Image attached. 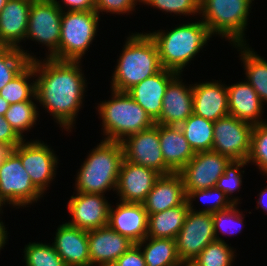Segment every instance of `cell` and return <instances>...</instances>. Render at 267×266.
Listing matches in <instances>:
<instances>
[{
  "mask_svg": "<svg viewBox=\"0 0 267 266\" xmlns=\"http://www.w3.org/2000/svg\"><path fill=\"white\" fill-rule=\"evenodd\" d=\"M31 62L36 76L37 103L43 105L62 130L71 132L87 92L88 82L81 61L45 57Z\"/></svg>",
  "mask_w": 267,
  "mask_h": 266,
  "instance_id": "6da1fadb",
  "label": "cell"
},
{
  "mask_svg": "<svg viewBox=\"0 0 267 266\" xmlns=\"http://www.w3.org/2000/svg\"><path fill=\"white\" fill-rule=\"evenodd\" d=\"M175 26L148 34L156 43L162 67L182 74L214 35L201 19Z\"/></svg>",
  "mask_w": 267,
  "mask_h": 266,
  "instance_id": "7a4b0ae2",
  "label": "cell"
},
{
  "mask_svg": "<svg viewBox=\"0 0 267 266\" xmlns=\"http://www.w3.org/2000/svg\"><path fill=\"white\" fill-rule=\"evenodd\" d=\"M115 70L110 88L127 92L144 79L163 69L158 49L148 32H132L126 38Z\"/></svg>",
  "mask_w": 267,
  "mask_h": 266,
  "instance_id": "3957f363",
  "label": "cell"
},
{
  "mask_svg": "<svg viewBox=\"0 0 267 266\" xmlns=\"http://www.w3.org/2000/svg\"><path fill=\"white\" fill-rule=\"evenodd\" d=\"M86 157L76 171V192L102 195L112 189L115 192L124 159L121 142L100 140Z\"/></svg>",
  "mask_w": 267,
  "mask_h": 266,
  "instance_id": "277c9868",
  "label": "cell"
},
{
  "mask_svg": "<svg viewBox=\"0 0 267 266\" xmlns=\"http://www.w3.org/2000/svg\"><path fill=\"white\" fill-rule=\"evenodd\" d=\"M111 95V100L100 101L96 107L105 136L102 140L121 142L155 125L151 116L127 92L111 89Z\"/></svg>",
  "mask_w": 267,
  "mask_h": 266,
  "instance_id": "5b68a950",
  "label": "cell"
},
{
  "mask_svg": "<svg viewBox=\"0 0 267 266\" xmlns=\"http://www.w3.org/2000/svg\"><path fill=\"white\" fill-rule=\"evenodd\" d=\"M254 0H200V19L210 32L232 44H246ZM250 11V12H249Z\"/></svg>",
  "mask_w": 267,
  "mask_h": 266,
  "instance_id": "8992f818",
  "label": "cell"
},
{
  "mask_svg": "<svg viewBox=\"0 0 267 266\" xmlns=\"http://www.w3.org/2000/svg\"><path fill=\"white\" fill-rule=\"evenodd\" d=\"M101 15L93 11H63L58 60L82 61L96 38Z\"/></svg>",
  "mask_w": 267,
  "mask_h": 266,
  "instance_id": "52a82bcc",
  "label": "cell"
},
{
  "mask_svg": "<svg viewBox=\"0 0 267 266\" xmlns=\"http://www.w3.org/2000/svg\"><path fill=\"white\" fill-rule=\"evenodd\" d=\"M62 10L53 0H33L25 42L35 41L47 48L46 58L58 60Z\"/></svg>",
  "mask_w": 267,
  "mask_h": 266,
  "instance_id": "ba28073f",
  "label": "cell"
},
{
  "mask_svg": "<svg viewBox=\"0 0 267 266\" xmlns=\"http://www.w3.org/2000/svg\"><path fill=\"white\" fill-rule=\"evenodd\" d=\"M43 195L32 183L20 158L14 153L0 164V205L13 208L29 207ZM29 205V206H27Z\"/></svg>",
  "mask_w": 267,
  "mask_h": 266,
  "instance_id": "9c48e42d",
  "label": "cell"
},
{
  "mask_svg": "<svg viewBox=\"0 0 267 266\" xmlns=\"http://www.w3.org/2000/svg\"><path fill=\"white\" fill-rule=\"evenodd\" d=\"M33 185L44 195L54 181L59 159L54 149L41 139H24L15 150Z\"/></svg>",
  "mask_w": 267,
  "mask_h": 266,
  "instance_id": "30bf717a",
  "label": "cell"
},
{
  "mask_svg": "<svg viewBox=\"0 0 267 266\" xmlns=\"http://www.w3.org/2000/svg\"><path fill=\"white\" fill-rule=\"evenodd\" d=\"M253 125L232 115L219 118L213 126L212 151L231 160H247Z\"/></svg>",
  "mask_w": 267,
  "mask_h": 266,
  "instance_id": "8fae6325",
  "label": "cell"
},
{
  "mask_svg": "<svg viewBox=\"0 0 267 266\" xmlns=\"http://www.w3.org/2000/svg\"><path fill=\"white\" fill-rule=\"evenodd\" d=\"M124 159L153 169L161 175L174 173L163 159L159 139V124L127 136L121 141Z\"/></svg>",
  "mask_w": 267,
  "mask_h": 266,
  "instance_id": "7c38bea8",
  "label": "cell"
},
{
  "mask_svg": "<svg viewBox=\"0 0 267 266\" xmlns=\"http://www.w3.org/2000/svg\"><path fill=\"white\" fill-rule=\"evenodd\" d=\"M215 240L212 213L189 210L175 238L178 257L181 262L193 261L209 243Z\"/></svg>",
  "mask_w": 267,
  "mask_h": 266,
  "instance_id": "4fadbf2b",
  "label": "cell"
},
{
  "mask_svg": "<svg viewBox=\"0 0 267 266\" xmlns=\"http://www.w3.org/2000/svg\"><path fill=\"white\" fill-rule=\"evenodd\" d=\"M231 159L214 151L197 152L178 172L184 183V190H203L216 187L218 179L224 174Z\"/></svg>",
  "mask_w": 267,
  "mask_h": 266,
  "instance_id": "5bb4252c",
  "label": "cell"
},
{
  "mask_svg": "<svg viewBox=\"0 0 267 266\" xmlns=\"http://www.w3.org/2000/svg\"><path fill=\"white\" fill-rule=\"evenodd\" d=\"M68 201V213L71 219L68 225L90 231L108 225L111 203L106 196L94 193L73 192Z\"/></svg>",
  "mask_w": 267,
  "mask_h": 266,
  "instance_id": "9a60e30c",
  "label": "cell"
},
{
  "mask_svg": "<svg viewBox=\"0 0 267 266\" xmlns=\"http://www.w3.org/2000/svg\"><path fill=\"white\" fill-rule=\"evenodd\" d=\"M32 2L33 0H8L0 12V46L20 49L30 61L38 57L24 50L20 43L26 38Z\"/></svg>",
  "mask_w": 267,
  "mask_h": 266,
  "instance_id": "2e32d148",
  "label": "cell"
},
{
  "mask_svg": "<svg viewBox=\"0 0 267 266\" xmlns=\"http://www.w3.org/2000/svg\"><path fill=\"white\" fill-rule=\"evenodd\" d=\"M161 174L123 159L116 186L117 197L124 203H143Z\"/></svg>",
  "mask_w": 267,
  "mask_h": 266,
  "instance_id": "e0dca14e",
  "label": "cell"
},
{
  "mask_svg": "<svg viewBox=\"0 0 267 266\" xmlns=\"http://www.w3.org/2000/svg\"><path fill=\"white\" fill-rule=\"evenodd\" d=\"M181 76L183 73L169 82L163 96L161 115L155 124L179 126L193 114L192 84L183 82Z\"/></svg>",
  "mask_w": 267,
  "mask_h": 266,
  "instance_id": "ac0fdd59",
  "label": "cell"
},
{
  "mask_svg": "<svg viewBox=\"0 0 267 266\" xmlns=\"http://www.w3.org/2000/svg\"><path fill=\"white\" fill-rule=\"evenodd\" d=\"M110 205L108 226L137 244L147 237L148 214L143 203L118 202Z\"/></svg>",
  "mask_w": 267,
  "mask_h": 266,
  "instance_id": "d6986e66",
  "label": "cell"
},
{
  "mask_svg": "<svg viewBox=\"0 0 267 266\" xmlns=\"http://www.w3.org/2000/svg\"><path fill=\"white\" fill-rule=\"evenodd\" d=\"M193 90V114L215 122L229 114L227 85L221 80L195 82Z\"/></svg>",
  "mask_w": 267,
  "mask_h": 266,
  "instance_id": "ffe728a7",
  "label": "cell"
},
{
  "mask_svg": "<svg viewBox=\"0 0 267 266\" xmlns=\"http://www.w3.org/2000/svg\"><path fill=\"white\" fill-rule=\"evenodd\" d=\"M62 223L55 232L54 249L67 266H90L88 231Z\"/></svg>",
  "mask_w": 267,
  "mask_h": 266,
  "instance_id": "44dd1931",
  "label": "cell"
},
{
  "mask_svg": "<svg viewBox=\"0 0 267 266\" xmlns=\"http://www.w3.org/2000/svg\"><path fill=\"white\" fill-rule=\"evenodd\" d=\"M177 74V72L163 68L155 75L130 88L127 93L156 121L161 115L166 88Z\"/></svg>",
  "mask_w": 267,
  "mask_h": 266,
  "instance_id": "7402d4cb",
  "label": "cell"
},
{
  "mask_svg": "<svg viewBox=\"0 0 267 266\" xmlns=\"http://www.w3.org/2000/svg\"><path fill=\"white\" fill-rule=\"evenodd\" d=\"M90 266L116 261L134 245L108 225L88 231Z\"/></svg>",
  "mask_w": 267,
  "mask_h": 266,
  "instance_id": "603a6c76",
  "label": "cell"
},
{
  "mask_svg": "<svg viewBox=\"0 0 267 266\" xmlns=\"http://www.w3.org/2000/svg\"><path fill=\"white\" fill-rule=\"evenodd\" d=\"M229 115L252 125L267 122L262 119L264 105L254 88L246 81L227 86Z\"/></svg>",
  "mask_w": 267,
  "mask_h": 266,
  "instance_id": "cb8c5ba5",
  "label": "cell"
},
{
  "mask_svg": "<svg viewBox=\"0 0 267 266\" xmlns=\"http://www.w3.org/2000/svg\"><path fill=\"white\" fill-rule=\"evenodd\" d=\"M186 201L184 183L179 173L161 175L143 202L148 215L182 205Z\"/></svg>",
  "mask_w": 267,
  "mask_h": 266,
  "instance_id": "d4e9b609",
  "label": "cell"
},
{
  "mask_svg": "<svg viewBox=\"0 0 267 266\" xmlns=\"http://www.w3.org/2000/svg\"><path fill=\"white\" fill-rule=\"evenodd\" d=\"M160 147L165 164L178 173L195 155L179 126L159 124Z\"/></svg>",
  "mask_w": 267,
  "mask_h": 266,
  "instance_id": "484cf974",
  "label": "cell"
},
{
  "mask_svg": "<svg viewBox=\"0 0 267 266\" xmlns=\"http://www.w3.org/2000/svg\"><path fill=\"white\" fill-rule=\"evenodd\" d=\"M239 52V58L243 63L245 80L254 88L265 105L267 103V60L259 56L252 47L247 44H232Z\"/></svg>",
  "mask_w": 267,
  "mask_h": 266,
  "instance_id": "4316f807",
  "label": "cell"
},
{
  "mask_svg": "<svg viewBox=\"0 0 267 266\" xmlns=\"http://www.w3.org/2000/svg\"><path fill=\"white\" fill-rule=\"evenodd\" d=\"M187 201L182 205L148 215L147 237L176 238L189 212Z\"/></svg>",
  "mask_w": 267,
  "mask_h": 266,
  "instance_id": "83f0119b",
  "label": "cell"
},
{
  "mask_svg": "<svg viewBox=\"0 0 267 266\" xmlns=\"http://www.w3.org/2000/svg\"><path fill=\"white\" fill-rule=\"evenodd\" d=\"M147 266H180L176 241L171 238L146 237L137 243Z\"/></svg>",
  "mask_w": 267,
  "mask_h": 266,
  "instance_id": "f1b7e54d",
  "label": "cell"
},
{
  "mask_svg": "<svg viewBox=\"0 0 267 266\" xmlns=\"http://www.w3.org/2000/svg\"><path fill=\"white\" fill-rule=\"evenodd\" d=\"M0 96L9 104L37 101L34 64L30 62L18 75L8 82L0 90Z\"/></svg>",
  "mask_w": 267,
  "mask_h": 266,
  "instance_id": "f546056e",
  "label": "cell"
},
{
  "mask_svg": "<svg viewBox=\"0 0 267 266\" xmlns=\"http://www.w3.org/2000/svg\"><path fill=\"white\" fill-rule=\"evenodd\" d=\"M213 126L214 122L195 114L179 125L194 153L212 151Z\"/></svg>",
  "mask_w": 267,
  "mask_h": 266,
  "instance_id": "4dcf8cb0",
  "label": "cell"
},
{
  "mask_svg": "<svg viewBox=\"0 0 267 266\" xmlns=\"http://www.w3.org/2000/svg\"><path fill=\"white\" fill-rule=\"evenodd\" d=\"M37 101H23L10 104L5 113V119L9 122L16 133L24 140V132L30 131L39 118Z\"/></svg>",
  "mask_w": 267,
  "mask_h": 266,
  "instance_id": "1f68e13d",
  "label": "cell"
},
{
  "mask_svg": "<svg viewBox=\"0 0 267 266\" xmlns=\"http://www.w3.org/2000/svg\"><path fill=\"white\" fill-rule=\"evenodd\" d=\"M244 215L243 211L239 210L238 204H233L225 210L212 213L216 240L225 241L223 238L219 237L220 233H222V236H234L237 235V233H241L243 226H246L244 225Z\"/></svg>",
  "mask_w": 267,
  "mask_h": 266,
  "instance_id": "d6a6232c",
  "label": "cell"
},
{
  "mask_svg": "<svg viewBox=\"0 0 267 266\" xmlns=\"http://www.w3.org/2000/svg\"><path fill=\"white\" fill-rule=\"evenodd\" d=\"M196 198L202 201L201 203L207 204L205 205L206 207L197 210L193 204V201L197 200ZM186 201L190 210L205 213H215L225 210L233 205L226 194L220 191L217 187L189 191L186 194Z\"/></svg>",
  "mask_w": 267,
  "mask_h": 266,
  "instance_id": "836d02e7",
  "label": "cell"
},
{
  "mask_svg": "<svg viewBox=\"0 0 267 266\" xmlns=\"http://www.w3.org/2000/svg\"><path fill=\"white\" fill-rule=\"evenodd\" d=\"M23 251L26 266H67L50 243L29 242Z\"/></svg>",
  "mask_w": 267,
  "mask_h": 266,
  "instance_id": "e575fe53",
  "label": "cell"
},
{
  "mask_svg": "<svg viewBox=\"0 0 267 266\" xmlns=\"http://www.w3.org/2000/svg\"><path fill=\"white\" fill-rule=\"evenodd\" d=\"M235 248L225 241L215 240L208 244L204 250L193 260L199 266H233L235 262Z\"/></svg>",
  "mask_w": 267,
  "mask_h": 266,
  "instance_id": "d590c367",
  "label": "cell"
},
{
  "mask_svg": "<svg viewBox=\"0 0 267 266\" xmlns=\"http://www.w3.org/2000/svg\"><path fill=\"white\" fill-rule=\"evenodd\" d=\"M30 62L20 49L0 46V90Z\"/></svg>",
  "mask_w": 267,
  "mask_h": 266,
  "instance_id": "8d00e7d4",
  "label": "cell"
},
{
  "mask_svg": "<svg viewBox=\"0 0 267 266\" xmlns=\"http://www.w3.org/2000/svg\"><path fill=\"white\" fill-rule=\"evenodd\" d=\"M245 165H248L247 160H231L216 184V187L225 193L233 204H241L240 198L238 196L235 197L233 193L239 192L240 188H242V174H244L245 170L241 169Z\"/></svg>",
  "mask_w": 267,
  "mask_h": 266,
  "instance_id": "74e56055",
  "label": "cell"
},
{
  "mask_svg": "<svg viewBox=\"0 0 267 266\" xmlns=\"http://www.w3.org/2000/svg\"><path fill=\"white\" fill-rule=\"evenodd\" d=\"M247 162L255 164L260 174L267 176V122L253 125Z\"/></svg>",
  "mask_w": 267,
  "mask_h": 266,
  "instance_id": "f35d334b",
  "label": "cell"
},
{
  "mask_svg": "<svg viewBox=\"0 0 267 266\" xmlns=\"http://www.w3.org/2000/svg\"><path fill=\"white\" fill-rule=\"evenodd\" d=\"M140 3L173 16L200 15V0H141Z\"/></svg>",
  "mask_w": 267,
  "mask_h": 266,
  "instance_id": "ab89813d",
  "label": "cell"
},
{
  "mask_svg": "<svg viewBox=\"0 0 267 266\" xmlns=\"http://www.w3.org/2000/svg\"><path fill=\"white\" fill-rule=\"evenodd\" d=\"M140 2L141 0H95V11L99 15L101 13L130 15L135 11L136 6L141 4Z\"/></svg>",
  "mask_w": 267,
  "mask_h": 266,
  "instance_id": "60d3db41",
  "label": "cell"
},
{
  "mask_svg": "<svg viewBox=\"0 0 267 266\" xmlns=\"http://www.w3.org/2000/svg\"><path fill=\"white\" fill-rule=\"evenodd\" d=\"M116 261L119 266H147L143 253L137 244L130 247Z\"/></svg>",
  "mask_w": 267,
  "mask_h": 266,
  "instance_id": "b9f144b4",
  "label": "cell"
},
{
  "mask_svg": "<svg viewBox=\"0 0 267 266\" xmlns=\"http://www.w3.org/2000/svg\"><path fill=\"white\" fill-rule=\"evenodd\" d=\"M62 11H93L95 0H53ZM65 9V10H64Z\"/></svg>",
  "mask_w": 267,
  "mask_h": 266,
  "instance_id": "7bdbcfd3",
  "label": "cell"
},
{
  "mask_svg": "<svg viewBox=\"0 0 267 266\" xmlns=\"http://www.w3.org/2000/svg\"><path fill=\"white\" fill-rule=\"evenodd\" d=\"M22 141L5 117L0 116V143L20 144Z\"/></svg>",
  "mask_w": 267,
  "mask_h": 266,
  "instance_id": "ee69618b",
  "label": "cell"
},
{
  "mask_svg": "<svg viewBox=\"0 0 267 266\" xmlns=\"http://www.w3.org/2000/svg\"><path fill=\"white\" fill-rule=\"evenodd\" d=\"M19 144L0 143V164L10 158Z\"/></svg>",
  "mask_w": 267,
  "mask_h": 266,
  "instance_id": "f6af8a7d",
  "label": "cell"
},
{
  "mask_svg": "<svg viewBox=\"0 0 267 266\" xmlns=\"http://www.w3.org/2000/svg\"><path fill=\"white\" fill-rule=\"evenodd\" d=\"M258 195L256 210L261 208L267 215V186L260 190Z\"/></svg>",
  "mask_w": 267,
  "mask_h": 266,
  "instance_id": "bcb514c9",
  "label": "cell"
},
{
  "mask_svg": "<svg viewBox=\"0 0 267 266\" xmlns=\"http://www.w3.org/2000/svg\"><path fill=\"white\" fill-rule=\"evenodd\" d=\"M2 218V217H0ZM3 221L0 219V252L2 249H4L5 245L7 244L8 241V231L6 230L7 227L4 225Z\"/></svg>",
  "mask_w": 267,
  "mask_h": 266,
  "instance_id": "7dc6e473",
  "label": "cell"
},
{
  "mask_svg": "<svg viewBox=\"0 0 267 266\" xmlns=\"http://www.w3.org/2000/svg\"><path fill=\"white\" fill-rule=\"evenodd\" d=\"M9 103L0 96V116H5L6 111L9 108Z\"/></svg>",
  "mask_w": 267,
  "mask_h": 266,
  "instance_id": "c3c4849f",
  "label": "cell"
},
{
  "mask_svg": "<svg viewBox=\"0 0 267 266\" xmlns=\"http://www.w3.org/2000/svg\"><path fill=\"white\" fill-rule=\"evenodd\" d=\"M97 266H119L117 261H111V262H104L101 264H98Z\"/></svg>",
  "mask_w": 267,
  "mask_h": 266,
  "instance_id": "681fc988",
  "label": "cell"
},
{
  "mask_svg": "<svg viewBox=\"0 0 267 266\" xmlns=\"http://www.w3.org/2000/svg\"><path fill=\"white\" fill-rule=\"evenodd\" d=\"M180 266H199V265L194 261H183L181 262Z\"/></svg>",
  "mask_w": 267,
  "mask_h": 266,
  "instance_id": "f907efd6",
  "label": "cell"
},
{
  "mask_svg": "<svg viewBox=\"0 0 267 266\" xmlns=\"http://www.w3.org/2000/svg\"><path fill=\"white\" fill-rule=\"evenodd\" d=\"M7 1H8V0H0V12H1L2 9L5 7Z\"/></svg>",
  "mask_w": 267,
  "mask_h": 266,
  "instance_id": "816d5d0a",
  "label": "cell"
},
{
  "mask_svg": "<svg viewBox=\"0 0 267 266\" xmlns=\"http://www.w3.org/2000/svg\"><path fill=\"white\" fill-rule=\"evenodd\" d=\"M2 206L0 205V214L2 213L3 214V210H2Z\"/></svg>",
  "mask_w": 267,
  "mask_h": 266,
  "instance_id": "f5cc1de1",
  "label": "cell"
}]
</instances>
